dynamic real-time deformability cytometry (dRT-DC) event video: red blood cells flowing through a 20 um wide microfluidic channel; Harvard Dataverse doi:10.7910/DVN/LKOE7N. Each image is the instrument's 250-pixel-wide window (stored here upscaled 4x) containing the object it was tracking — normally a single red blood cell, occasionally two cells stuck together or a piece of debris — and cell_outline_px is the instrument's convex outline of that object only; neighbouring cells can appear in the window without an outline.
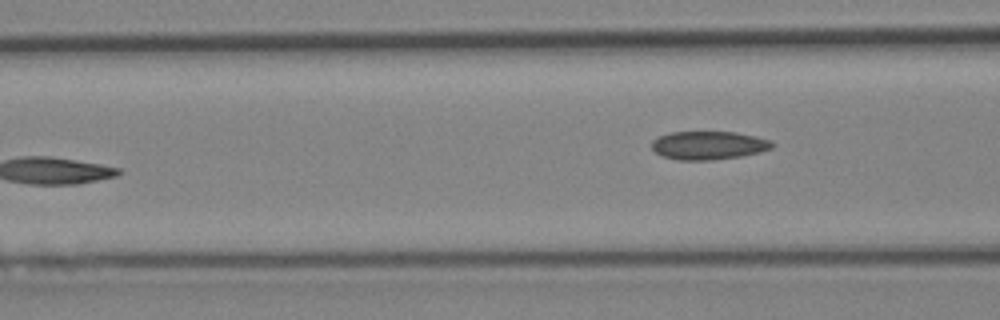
{"species": "Egyptian fruit bat (a non-hibernating species)", "species_latin": "Rousettus aegyptiacus", "temperature_condition": "cold", "stored_images_in_passage": 5, "camera_frame_rate_fps": 3000, "um_per_image_px": 0.085, "animal": {"sex": "female"}, "frame": {"image": 1, "passage_image": 5, "time_ms": 5.333, "image_size_px": [1000, 320], "cell_outline_px": [[776, 144], [772, 148], [760, 152], [740, 156], [712, 160], [676, 160], [664, 156], [656, 152], [652, 148], [652, 140], [668, 132], [736, 132], [756, 136], [772, 140]], "centroid_in_image_um": [60.26, 12.35], "position_along_channel_um": 106.3, "area_um2": 20.0}}